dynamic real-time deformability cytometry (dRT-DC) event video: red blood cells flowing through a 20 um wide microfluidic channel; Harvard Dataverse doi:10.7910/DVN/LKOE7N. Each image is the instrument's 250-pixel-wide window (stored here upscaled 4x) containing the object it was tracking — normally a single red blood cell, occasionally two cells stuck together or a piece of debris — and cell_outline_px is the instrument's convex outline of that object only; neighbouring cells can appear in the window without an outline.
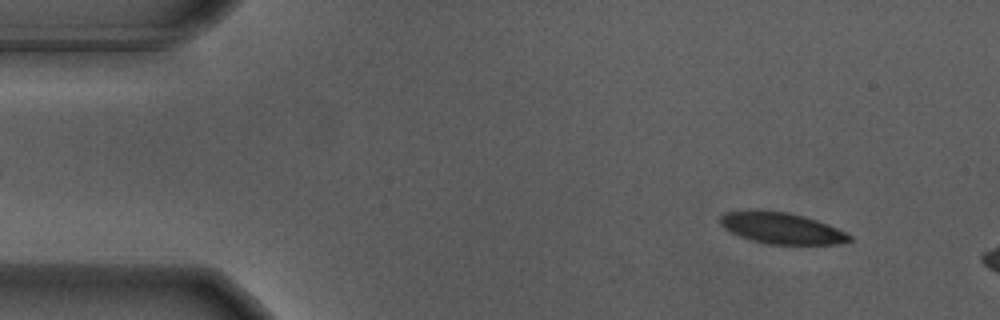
{"species": "Egyptian fruit bat (a non-hibernating species)", "species_latin": "Rousettus aegyptiacus", "temperature_condition": "warm", "stored_images_in_passage": 12, "camera_frame_rate_fps": 3000, "um_per_image_px": 0.085, "animal": {"sex": "male"}, "frame": {"image": 1, "passage_image": 1, "time_ms": 0.0, "image_size_px": [1000, 320], "cell_outline_px": [[852, 240], [836, 244], [768, 244], [752, 240], [740, 236], [724, 228], [720, 224], [720, 216], [724, 212], [788, 212], [816, 220], [828, 224], [852, 236]], "centroid_in_image_um": [66.46, 19.42], "position_along_channel_um": 18.5, "area_um2": 22.77}}
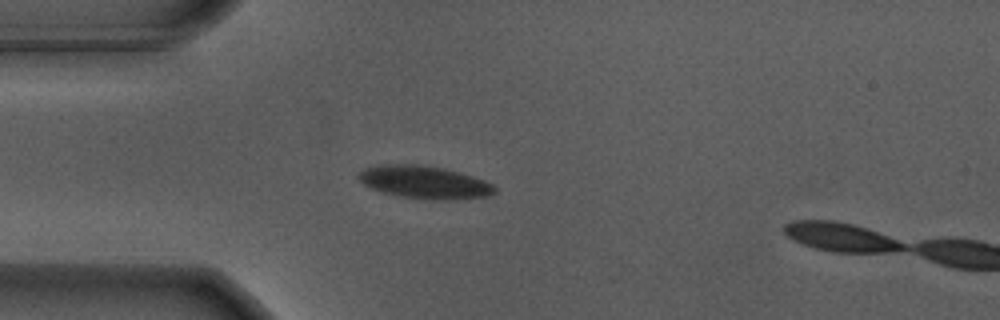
{"frame": {"image": 2, "passage_image": 10, "time_ms": 3.0, "image_size_px": [1000, 320], "cell_outline_px": [[496, 192], [488, 196], [452, 200], [424, 200], [400, 196], [380, 192], [364, 184], [356, 176], [360, 172], [368, 168], [384, 164], [420, 164], [444, 168], [472, 176], [492, 184], [496, 188]], "centroid_in_image_um": [36.09, 15.5], "position_along_channel_um": 48.9, "area_um2": 26.01}}